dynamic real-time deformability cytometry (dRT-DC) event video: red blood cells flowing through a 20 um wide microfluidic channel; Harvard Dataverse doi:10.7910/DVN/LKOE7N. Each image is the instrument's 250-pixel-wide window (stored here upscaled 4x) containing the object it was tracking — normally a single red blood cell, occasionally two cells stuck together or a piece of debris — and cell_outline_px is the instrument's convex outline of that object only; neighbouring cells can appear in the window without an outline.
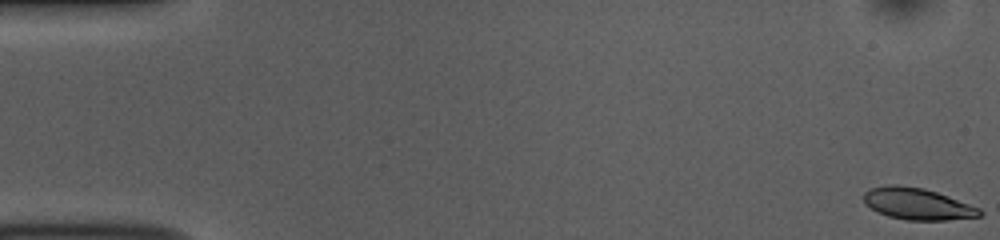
{"species": "common noctule bat (a hibernating species)", "species_latin": "Nyctalus noctula", "temperature_condition": "room temperature", "stored_images_in_passage": 53, "camera_frame_rate_fps": 3000, "um_per_image_px": 0.085, "animal": {"sex": "female", "body_mass_g": 10.0, "forearm_length_mm": 53.1}, "frame": {"image": 1, "passage_image": 1, "time_ms": 0.0, "image_size_px": [1000, 240], "cell_outline_px": [[984, 212], [980, 216], [948, 220], [908, 220], [888, 216], [864, 204], [864, 192], [868, 188], [888, 184], [896, 184], [924, 188], [948, 196], [980, 208]], "centroid_in_image_um": [77.97, 17.31], "position_along_channel_um": 7.0, "area_um2": 21.39}}
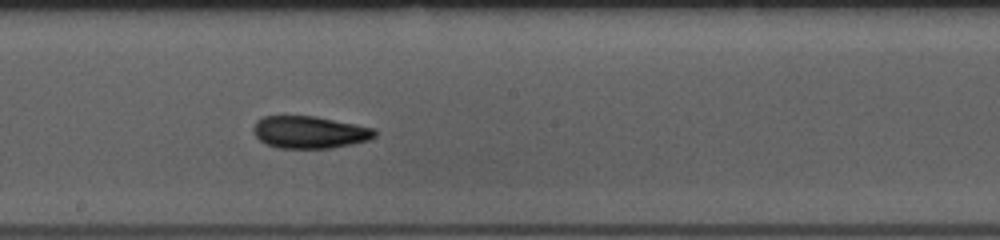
{"frame": {"image": 2, "passage_image": 29, "time_ms": 9.333, "image_size_px": [1000, 240], "cell_outline_px": [[376, 136], [368, 140], [352, 144], [332, 148], [280, 148], [268, 144], [260, 140], [252, 132], [252, 128], [256, 120], [264, 116], [316, 116], [376, 128]], "centroid_in_image_um": [26.32, 11.23], "position_along_channel_um": 221.9, "area_um2": 22.95}}
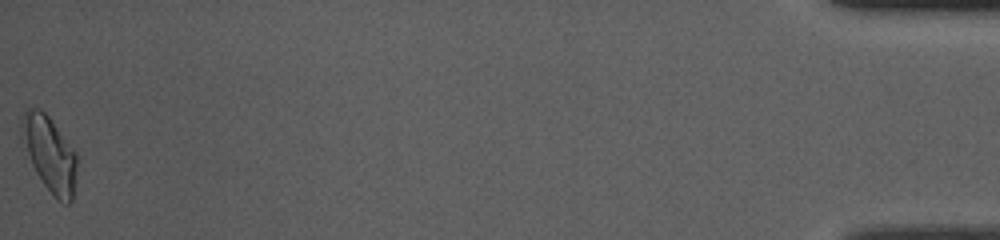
{"frame": {"image": 3, "passage_image": 53, "time_ms": 17.333, "image_size_px": [1000, 240], "cell_outline_px": [[76, 172], [72, 200], [68, 204], [64, 204], [56, 200], [52, 196], [36, 172], [32, 164], [20, 136], [20, 116], [28, 108], [40, 108], [48, 116], [76, 152]], "centroid_in_image_um": [4.19, 13.07], "position_along_channel_um": 431.0, "area_um2": 24.22}, "authors_computed_cell_mechanics": {"area_um2": 22.3686, "velocity_mm_per_s": 3.8093, "shape_relaxation_time_tau1_ms": 5.8592, "shape_relaxation_time_tau2_ms": 7.5286, "deformation_change_tau1": 0.1496, "deformation_change_tau2": 0.1255}}